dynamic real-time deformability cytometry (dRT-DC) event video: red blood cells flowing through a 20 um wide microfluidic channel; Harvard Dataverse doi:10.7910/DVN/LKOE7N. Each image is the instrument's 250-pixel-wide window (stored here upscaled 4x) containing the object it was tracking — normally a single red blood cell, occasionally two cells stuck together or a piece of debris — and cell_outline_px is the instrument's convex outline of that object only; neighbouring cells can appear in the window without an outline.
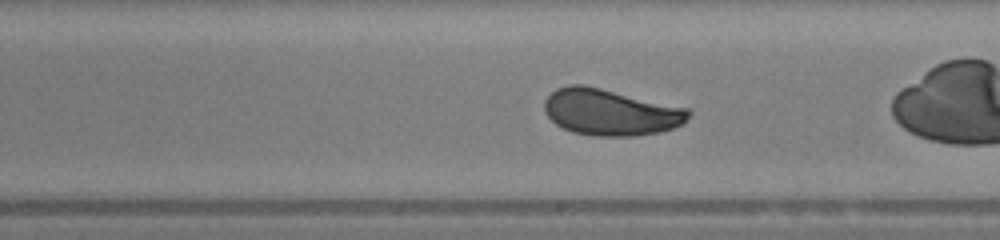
{"species": "human", "species_latin": "Homo sapiens", "temperature_condition": "warm", "stored_images_in_passage": 44, "camera_frame_rate_fps": 3000, "um_per_image_px": 0.085, "donor": {"sex": "female"}, "frame": {"image": 1, "passage_image": 23, "time_ms": 7.333, "image_size_px": [1000, 240], "cell_outline_px": [[692, 112], [684, 124], [660, 132], [636, 136], [592, 136], [572, 132], [556, 124], [544, 112], [544, 100], [556, 88], [568, 84], [580, 84], [600, 88], [688, 108]], "centroid_in_image_um": [51.89, 9.54], "position_along_channel_um": 237.1, "area_um2": 39.07}, "authors_computed_cell_mechanics": {"area_um2": 38.8416, "velocity_mm_per_s": 4.2192, "shape_relaxation_time_tau1_ms": 4.1594, "shape_relaxation_time_tau2_ms": null, "deformation_change_tau1": 0.1355, "deformation_change_tau2": null}}